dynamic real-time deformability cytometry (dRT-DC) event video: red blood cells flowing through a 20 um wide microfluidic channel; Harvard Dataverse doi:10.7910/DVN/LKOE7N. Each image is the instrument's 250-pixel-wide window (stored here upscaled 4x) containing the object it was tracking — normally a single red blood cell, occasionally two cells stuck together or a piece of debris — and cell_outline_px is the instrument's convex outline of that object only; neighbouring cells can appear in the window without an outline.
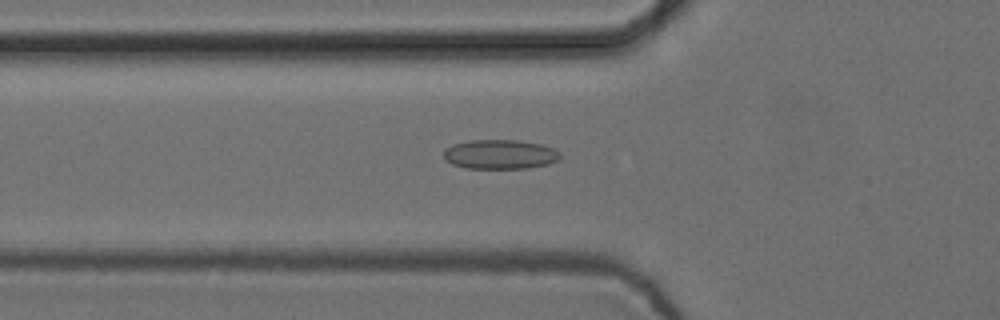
{"species": "common noctule bat (a hibernating species)", "species_latin": "Nyctalus noctula", "temperature_condition": "cold", "stored_images_in_passage": 34, "camera_frame_rate_fps": 3000, "um_per_image_px": 0.085, "animal": {"sex": "female", "body_mass_g": 24.6, "forearm_length_mm": 56.2}, "frame": {"image": 1, "passage_image": 10, "time_ms": 3.0, "image_size_px": [1000, 320], "cell_outline_px": [[560, 160], [548, 164], [528, 168], [464, 168], [452, 164], [444, 160], [444, 148], [452, 144], [468, 140], [516, 140], [540, 144], [552, 148], [560, 152]], "centroid_in_image_um": [42.47, 13.12], "position_along_channel_um": 83.3, "area_um2": 20.11}}
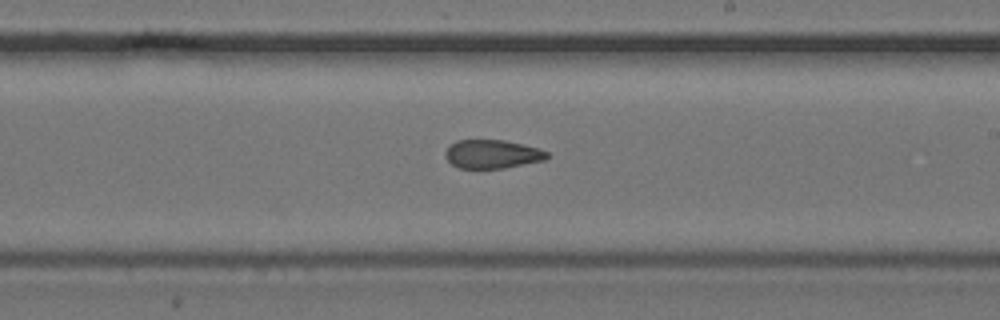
{"frame": {"image": 2, "passage_image": 23, "time_ms": 7.333, "image_size_px": [1000, 320], "cell_outline_px": [[548, 156], [544, 160], [504, 168], [460, 168], [452, 164], [444, 156], [444, 152], [456, 140], [504, 140], [540, 148], [548, 152]], "centroid_in_image_um": [41.84, 13.09], "position_along_channel_um": 247.2, "area_um2": 16.88}}
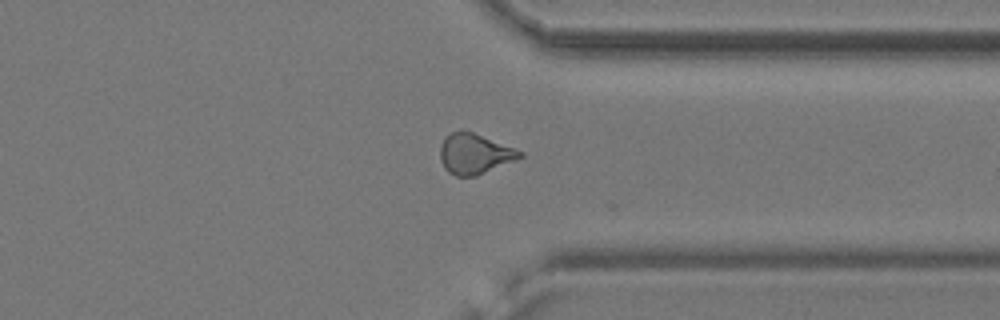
{"frame": {"image": 3, "passage_image": 33, "time_ms": 10.667, "image_size_px": [1000, 320], "cell_outline_px": [[524, 156], [476, 176], [456, 176], [448, 172], [444, 168], [440, 160], [440, 148], [444, 136], [452, 132], [472, 132], [516, 148], [524, 152]], "centroid_in_image_um": [40.33, 13.08], "position_along_channel_um": 371.1, "area_um2": 18.61}, "authors_computed_cell_mechanics": {"area_um2": 18.3515, "velocity_mm_per_s": 3.7538, "shape_relaxation_time_tau1_ms": null, "shape_relaxation_time_tau2_ms": 1.743, "deformation_change_tau1": null, "deformation_change_tau2": 0.0736}}